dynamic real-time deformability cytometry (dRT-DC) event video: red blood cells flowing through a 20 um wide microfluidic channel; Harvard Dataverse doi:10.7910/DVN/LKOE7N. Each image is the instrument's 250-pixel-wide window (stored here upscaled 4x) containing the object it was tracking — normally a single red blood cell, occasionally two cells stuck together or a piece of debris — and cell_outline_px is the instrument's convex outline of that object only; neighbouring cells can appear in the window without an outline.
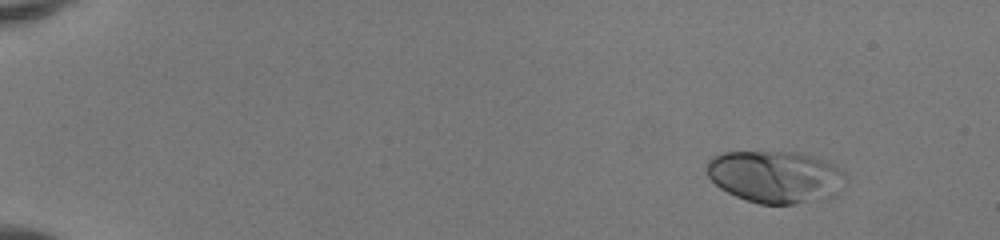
{"species": "human", "species_latin": "Homo sapiens", "temperature_condition": "room temperature", "stored_images_in_passage": 46, "camera_frame_rate_fps": 3000, "um_per_image_px": 0.085, "donor": {"sex": "female"}, "frame": {"image": 1, "passage_image": 1, "time_ms": 0.0, "image_size_px": [1000, 240], "cell_outline_px": [[848, 180], [840, 192], [836, 196], [828, 200], [796, 204], [760, 204], [736, 196], [720, 188], [708, 176], [704, 168], [708, 160], [712, 156], [720, 152], [800, 152], [824, 160], [832, 164], [844, 172]], "centroid_in_image_um": [65.95, 15.04], "position_along_channel_um": 19.0, "area_um2": 43.06}}
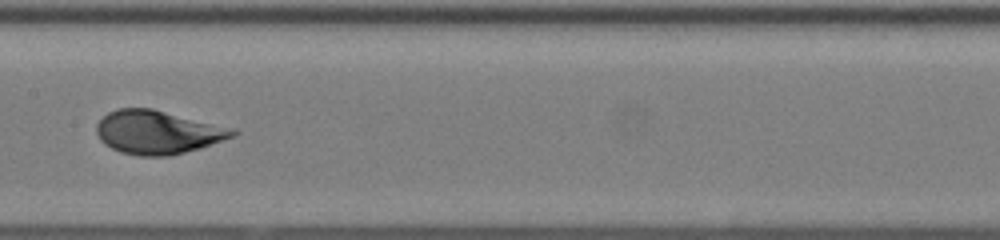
{"frame": {"image": 2, "passage_image": 24, "time_ms": 7.667, "image_size_px": [1000, 240], "cell_outline_px": [[240, 132], [236, 136], [200, 148], [168, 156], [140, 156], [120, 152], [104, 144], [100, 140], [96, 132], [96, 124], [108, 112], [116, 108], [152, 108], [236, 128]], "centroid_in_image_um": [13.44, 11.23], "position_along_channel_um": 194.0, "area_um2": 34.85}}
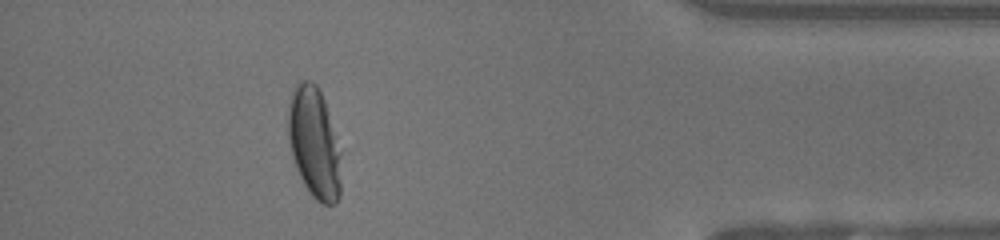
{"frame": {"image": 3, "passage_image": 42, "time_ms": 13.667, "image_size_px": [1000, 240], "cell_outline_px": [[340, 196], [336, 204], [324, 204], [316, 200], [308, 192], [296, 168], [292, 156], [288, 140], [288, 104], [292, 88], [300, 80], [312, 80], [316, 84], [324, 100], [328, 112], [340, 152]], "centroid_in_image_um": [26.68, 12.14], "position_along_channel_um": 408.5, "area_um2": 34.28}}